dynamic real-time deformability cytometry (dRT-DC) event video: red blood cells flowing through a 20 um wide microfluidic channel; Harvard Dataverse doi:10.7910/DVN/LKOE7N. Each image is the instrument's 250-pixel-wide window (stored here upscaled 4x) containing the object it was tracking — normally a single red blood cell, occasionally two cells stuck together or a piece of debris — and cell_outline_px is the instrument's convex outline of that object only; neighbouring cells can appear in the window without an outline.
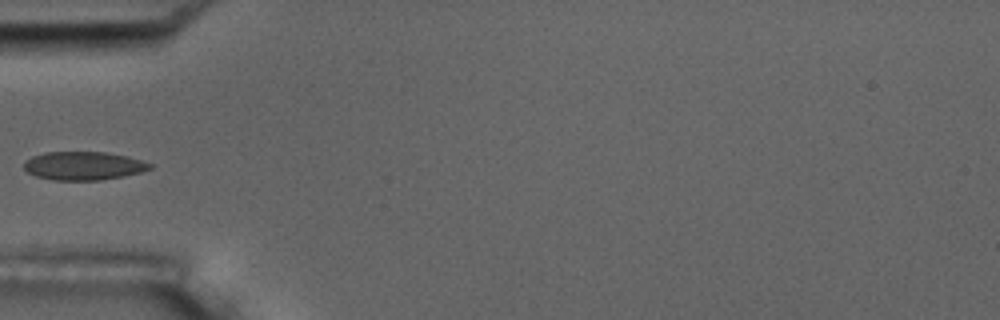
{"species": "common noctule bat (a hibernating species)", "species_latin": "Nyctalus noctula", "temperature_condition": "room temperature", "stored_images_in_passage": 6, "camera_frame_rate_fps": 3000, "um_per_image_px": 0.085, "animal": {"sex": "male", "body_mass_g": 17.5, "forearm_length_mm": 52.3}, "frame": {"image": 1, "passage_image": 5, "time_ms": 5.667, "image_size_px": [1000, 320], "cell_outline_px": [[152, 168], [140, 172], [124, 176], [100, 180], [52, 180], [36, 176], [28, 172], [24, 168], [24, 160], [32, 156], [44, 152], [104, 152], [128, 156], [152, 164]], "centroid_in_image_um": [7.08, 14.09], "position_along_channel_um": 77.9, "area_um2": 20.87}}